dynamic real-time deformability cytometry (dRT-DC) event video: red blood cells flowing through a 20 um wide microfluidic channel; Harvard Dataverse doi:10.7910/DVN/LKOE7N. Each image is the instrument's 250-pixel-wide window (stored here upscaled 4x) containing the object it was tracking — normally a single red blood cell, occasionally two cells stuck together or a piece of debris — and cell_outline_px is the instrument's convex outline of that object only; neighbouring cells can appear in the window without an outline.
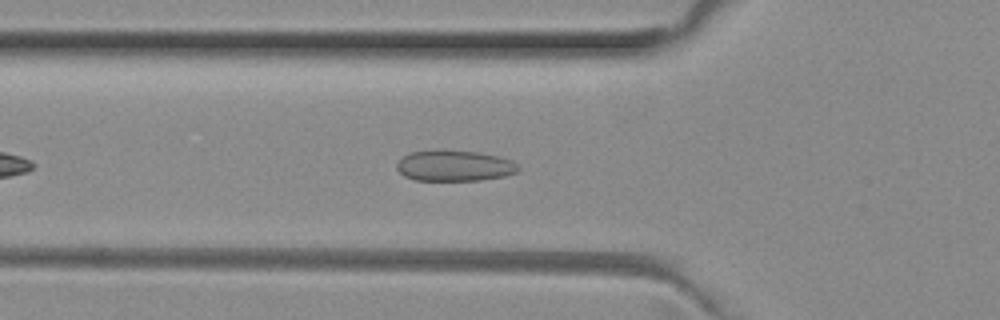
{"species": "common noctule bat (a hibernating species)", "species_latin": "Nyctalus noctula", "temperature_condition": "room temperature", "stored_images_in_passage": 39, "camera_frame_rate_fps": 3000, "um_per_image_px": 0.085, "animal": {"sex": "female", "body_mass_g": 29.2, "forearm_length_mm": 56.3}, "frame": {"image": 1, "passage_image": 7, "time_ms": 2.0, "image_size_px": [1000, 320], "cell_outline_px": [[520, 168], [516, 172], [504, 176], [480, 180], [416, 180], [404, 176], [396, 168], [396, 164], [408, 152], [440, 148], [480, 152], [500, 156], [512, 160]], "centroid_in_image_um": [38.61, 14.05], "position_along_channel_um": 87.2, "area_um2": 22.31}}
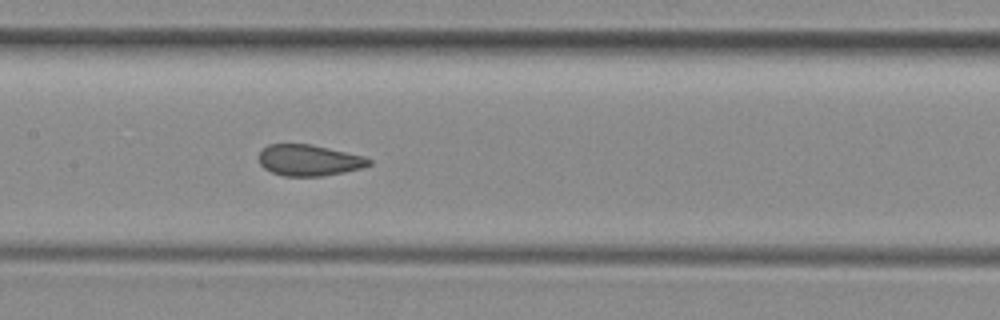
{"frame": {"image": 2, "passage_image": 14, "time_ms": 4.333, "image_size_px": [1000, 320], "cell_outline_px": [[372, 164], [364, 168], [324, 176], [284, 176], [272, 172], [264, 168], [260, 164], [260, 152], [268, 144], [312, 144], [364, 156], [372, 160]], "centroid_in_image_um": [26.31, 13.62], "position_along_channel_um": 181.1, "area_um2": 20.06}}
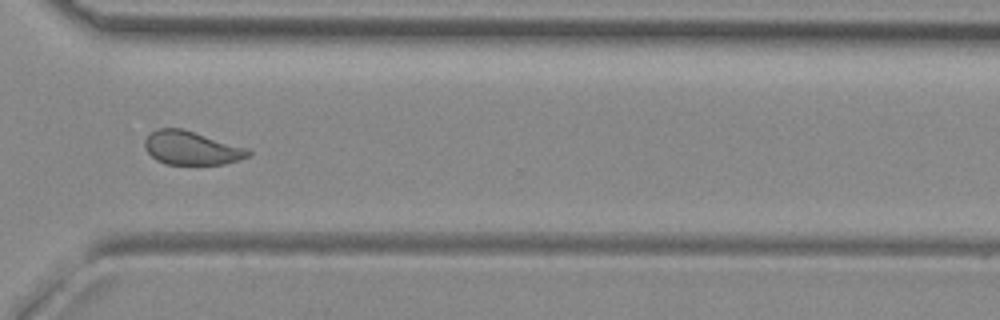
{"frame": {"image": 3, "passage_image": 27, "time_ms": 8.667, "image_size_px": [1000, 320], "cell_outline_px": [[252, 152], [248, 156], [224, 164], [168, 164], [156, 160], [144, 148], [144, 140], [156, 128], [180, 128], [248, 148]], "centroid_in_image_um": [16.25, 12.58], "position_along_channel_um": 354.3, "area_um2": 20.0}, "authors_computed_cell_mechanics": {"area_um2": 20.5768, "velocity_mm_per_s": 4.0006, "shape_relaxation_time_tau1_ms": null, "shape_relaxation_time_tau2_ms": 0.6496, "deformation_change_tau1": null, "deformation_change_tau2": 0.0715}}